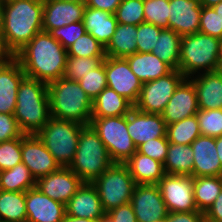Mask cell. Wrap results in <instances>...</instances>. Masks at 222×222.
I'll list each match as a JSON object with an SVG mask.
<instances>
[{
  "instance_id": "cell-11",
  "label": "cell",
  "mask_w": 222,
  "mask_h": 222,
  "mask_svg": "<svg viewBox=\"0 0 222 222\" xmlns=\"http://www.w3.org/2000/svg\"><path fill=\"white\" fill-rule=\"evenodd\" d=\"M157 185L168 212L198 211L194 201L192 176L165 174Z\"/></svg>"
},
{
  "instance_id": "cell-54",
  "label": "cell",
  "mask_w": 222,
  "mask_h": 222,
  "mask_svg": "<svg viewBox=\"0 0 222 222\" xmlns=\"http://www.w3.org/2000/svg\"><path fill=\"white\" fill-rule=\"evenodd\" d=\"M222 0H199L200 5L204 7H213L220 3Z\"/></svg>"
},
{
  "instance_id": "cell-29",
  "label": "cell",
  "mask_w": 222,
  "mask_h": 222,
  "mask_svg": "<svg viewBox=\"0 0 222 222\" xmlns=\"http://www.w3.org/2000/svg\"><path fill=\"white\" fill-rule=\"evenodd\" d=\"M137 26L117 24L112 39L105 47L106 57L126 58L137 52Z\"/></svg>"
},
{
  "instance_id": "cell-61",
  "label": "cell",
  "mask_w": 222,
  "mask_h": 222,
  "mask_svg": "<svg viewBox=\"0 0 222 222\" xmlns=\"http://www.w3.org/2000/svg\"><path fill=\"white\" fill-rule=\"evenodd\" d=\"M152 222H166V218H164V219H159V220H155V221H152Z\"/></svg>"
},
{
  "instance_id": "cell-51",
  "label": "cell",
  "mask_w": 222,
  "mask_h": 222,
  "mask_svg": "<svg viewBox=\"0 0 222 222\" xmlns=\"http://www.w3.org/2000/svg\"><path fill=\"white\" fill-rule=\"evenodd\" d=\"M204 215L205 219L210 222H222V190Z\"/></svg>"
},
{
  "instance_id": "cell-9",
  "label": "cell",
  "mask_w": 222,
  "mask_h": 222,
  "mask_svg": "<svg viewBox=\"0 0 222 222\" xmlns=\"http://www.w3.org/2000/svg\"><path fill=\"white\" fill-rule=\"evenodd\" d=\"M90 125L114 163H125L137 151L127 129V115L91 118Z\"/></svg>"
},
{
  "instance_id": "cell-13",
  "label": "cell",
  "mask_w": 222,
  "mask_h": 222,
  "mask_svg": "<svg viewBox=\"0 0 222 222\" xmlns=\"http://www.w3.org/2000/svg\"><path fill=\"white\" fill-rule=\"evenodd\" d=\"M21 153L22 162L35 180L61 168L36 134H25L21 137Z\"/></svg>"
},
{
  "instance_id": "cell-49",
  "label": "cell",
  "mask_w": 222,
  "mask_h": 222,
  "mask_svg": "<svg viewBox=\"0 0 222 222\" xmlns=\"http://www.w3.org/2000/svg\"><path fill=\"white\" fill-rule=\"evenodd\" d=\"M204 212H168L166 222H203Z\"/></svg>"
},
{
  "instance_id": "cell-25",
  "label": "cell",
  "mask_w": 222,
  "mask_h": 222,
  "mask_svg": "<svg viewBox=\"0 0 222 222\" xmlns=\"http://www.w3.org/2000/svg\"><path fill=\"white\" fill-rule=\"evenodd\" d=\"M83 24L86 32L106 47L114 35L118 21L115 14L86 6Z\"/></svg>"
},
{
  "instance_id": "cell-41",
  "label": "cell",
  "mask_w": 222,
  "mask_h": 222,
  "mask_svg": "<svg viewBox=\"0 0 222 222\" xmlns=\"http://www.w3.org/2000/svg\"><path fill=\"white\" fill-rule=\"evenodd\" d=\"M196 116L202 136L218 137L222 135V109H199Z\"/></svg>"
},
{
  "instance_id": "cell-27",
  "label": "cell",
  "mask_w": 222,
  "mask_h": 222,
  "mask_svg": "<svg viewBox=\"0 0 222 222\" xmlns=\"http://www.w3.org/2000/svg\"><path fill=\"white\" fill-rule=\"evenodd\" d=\"M124 164L136 184H157L165 175L163 163L137 151Z\"/></svg>"
},
{
  "instance_id": "cell-52",
  "label": "cell",
  "mask_w": 222,
  "mask_h": 222,
  "mask_svg": "<svg viewBox=\"0 0 222 222\" xmlns=\"http://www.w3.org/2000/svg\"><path fill=\"white\" fill-rule=\"evenodd\" d=\"M61 222H98V220H92L87 218H78V217H72L70 215H65V217L62 219Z\"/></svg>"
},
{
  "instance_id": "cell-38",
  "label": "cell",
  "mask_w": 222,
  "mask_h": 222,
  "mask_svg": "<svg viewBox=\"0 0 222 222\" xmlns=\"http://www.w3.org/2000/svg\"><path fill=\"white\" fill-rule=\"evenodd\" d=\"M144 0H122L115 12L119 24L139 25L145 22Z\"/></svg>"
},
{
  "instance_id": "cell-7",
  "label": "cell",
  "mask_w": 222,
  "mask_h": 222,
  "mask_svg": "<svg viewBox=\"0 0 222 222\" xmlns=\"http://www.w3.org/2000/svg\"><path fill=\"white\" fill-rule=\"evenodd\" d=\"M85 125L50 117L36 134L61 167H69L75 157L79 134Z\"/></svg>"
},
{
  "instance_id": "cell-23",
  "label": "cell",
  "mask_w": 222,
  "mask_h": 222,
  "mask_svg": "<svg viewBox=\"0 0 222 222\" xmlns=\"http://www.w3.org/2000/svg\"><path fill=\"white\" fill-rule=\"evenodd\" d=\"M66 214L72 217L98 220L105 211L101 205L96 187L89 182H83L76 193L65 204Z\"/></svg>"
},
{
  "instance_id": "cell-33",
  "label": "cell",
  "mask_w": 222,
  "mask_h": 222,
  "mask_svg": "<svg viewBox=\"0 0 222 222\" xmlns=\"http://www.w3.org/2000/svg\"><path fill=\"white\" fill-rule=\"evenodd\" d=\"M34 187L36 180L23 162L11 169L0 171V190L26 192Z\"/></svg>"
},
{
  "instance_id": "cell-37",
  "label": "cell",
  "mask_w": 222,
  "mask_h": 222,
  "mask_svg": "<svg viewBox=\"0 0 222 222\" xmlns=\"http://www.w3.org/2000/svg\"><path fill=\"white\" fill-rule=\"evenodd\" d=\"M67 56L75 57H106L105 47L91 34L85 33L79 37L68 49Z\"/></svg>"
},
{
  "instance_id": "cell-48",
  "label": "cell",
  "mask_w": 222,
  "mask_h": 222,
  "mask_svg": "<svg viewBox=\"0 0 222 222\" xmlns=\"http://www.w3.org/2000/svg\"><path fill=\"white\" fill-rule=\"evenodd\" d=\"M113 222H137L131 203L121 205L106 213Z\"/></svg>"
},
{
  "instance_id": "cell-6",
  "label": "cell",
  "mask_w": 222,
  "mask_h": 222,
  "mask_svg": "<svg viewBox=\"0 0 222 222\" xmlns=\"http://www.w3.org/2000/svg\"><path fill=\"white\" fill-rule=\"evenodd\" d=\"M108 150L93 127L85 125L79 134L75 157L69 168L83 181L92 183L112 166Z\"/></svg>"
},
{
  "instance_id": "cell-22",
  "label": "cell",
  "mask_w": 222,
  "mask_h": 222,
  "mask_svg": "<svg viewBox=\"0 0 222 222\" xmlns=\"http://www.w3.org/2000/svg\"><path fill=\"white\" fill-rule=\"evenodd\" d=\"M193 177L222 176V166L216 150V137L199 136L191 143Z\"/></svg>"
},
{
  "instance_id": "cell-2",
  "label": "cell",
  "mask_w": 222,
  "mask_h": 222,
  "mask_svg": "<svg viewBox=\"0 0 222 222\" xmlns=\"http://www.w3.org/2000/svg\"><path fill=\"white\" fill-rule=\"evenodd\" d=\"M14 57L25 75L38 81L49 84L64 76L67 50L48 32L37 33Z\"/></svg>"
},
{
  "instance_id": "cell-58",
  "label": "cell",
  "mask_w": 222,
  "mask_h": 222,
  "mask_svg": "<svg viewBox=\"0 0 222 222\" xmlns=\"http://www.w3.org/2000/svg\"><path fill=\"white\" fill-rule=\"evenodd\" d=\"M7 57V54L3 51L1 43H0V62Z\"/></svg>"
},
{
  "instance_id": "cell-26",
  "label": "cell",
  "mask_w": 222,
  "mask_h": 222,
  "mask_svg": "<svg viewBox=\"0 0 222 222\" xmlns=\"http://www.w3.org/2000/svg\"><path fill=\"white\" fill-rule=\"evenodd\" d=\"M132 72L142 83L156 80L169 74L173 69L152 52L139 53L126 57Z\"/></svg>"
},
{
  "instance_id": "cell-42",
  "label": "cell",
  "mask_w": 222,
  "mask_h": 222,
  "mask_svg": "<svg viewBox=\"0 0 222 222\" xmlns=\"http://www.w3.org/2000/svg\"><path fill=\"white\" fill-rule=\"evenodd\" d=\"M22 162L21 137L0 142V171Z\"/></svg>"
},
{
  "instance_id": "cell-19",
  "label": "cell",
  "mask_w": 222,
  "mask_h": 222,
  "mask_svg": "<svg viewBox=\"0 0 222 222\" xmlns=\"http://www.w3.org/2000/svg\"><path fill=\"white\" fill-rule=\"evenodd\" d=\"M85 9L86 5L83 1L43 0L42 30L49 32L70 23L83 21Z\"/></svg>"
},
{
  "instance_id": "cell-34",
  "label": "cell",
  "mask_w": 222,
  "mask_h": 222,
  "mask_svg": "<svg viewBox=\"0 0 222 222\" xmlns=\"http://www.w3.org/2000/svg\"><path fill=\"white\" fill-rule=\"evenodd\" d=\"M25 192L0 190V222H26Z\"/></svg>"
},
{
  "instance_id": "cell-36",
  "label": "cell",
  "mask_w": 222,
  "mask_h": 222,
  "mask_svg": "<svg viewBox=\"0 0 222 222\" xmlns=\"http://www.w3.org/2000/svg\"><path fill=\"white\" fill-rule=\"evenodd\" d=\"M105 57H75L67 56L64 78L68 80H80L94 68H97Z\"/></svg>"
},
{
  "instance_id": "cell-45",
  "label": "cell",
  "mask_w": 222,
  "mask_h": 222,
  "mask_svg": "<svg viewBox=\"0 0 222 222\" xmlns=\"http://www.w3.org/2000/svg\"><path fill=\"white\" fill-rule=\"evenodd\" d=\"M199 32L222 40V20L212 7L202 6Z\"/></svg>"
},
{
  "instance_id": "cell-40",
  "label": "cell",
  "mask_w": 222,
  "mask_h": 222,
  "mask_svg": "<svg viewBox=\"0 0 222 222\" xmlns=\"http://www.w3.org/2000/svg\"><path fill=\"white\" fill-rule=\"evenodd\" d=\"M78 82L81 88L93 101L107 87L104 60L97 68L83 75Z\"/></svg>"
},
{
  "instance_id": "cell-35",
  "label": "cell",
  "mask_w": 222,
  "mask_h": 222,
  "mask_svg": "<svg viewBox=\"0 0 222 222\" xmlns=\"http://www.w3.org/2000/svg\"><path fill=\"white\" fill-rule=\"evenodd\" d=\"M199 136L201 133L196 115L166 126V137L169 143L191 145Z\"/></svg>"
},
{
  "instance_id": "cell-28",
  "label": "cell",
  "mask_w": 222,
  "mask_h": 222,
  "mask_svg": "<svg viewBox=\"0 0 222 222\" xmlns=\"http://www.w3.org/2000/svg\"><path fill=\"white\" fill-rule=\"evenodd\" d=\"M134 105L125 97L106 87L94 100L91 118L127 115Z\"/></svg>"
},
{
  "instance_id": "cell-55",
  "label": "cell",
  "mask_w": 222,
  "mask_h": 222,
  "mask_svg": "<svg viewBox=\"0 0 222 222\" xmlns=\"http://www.w3.org/2000/svg\"><path fill=\"white\" fill-rule=\"evenodd\" d=\"M3 7H4V0H0V33L2 30V23H3Z\"/></svg>"
},
{
  "instance_id": "cell-1",
  "label": "cell",
  "mask_w": 222,
  "mask_h": 222,
  "mask_svg": "<svg viewBox=\"0 0 222 222\" xmlns=\"http://www.w3.org/2000/svg\"><path fill=\"white\" fill-rule=\"evenodd\" d=\"M43 0H5L0 43L14 56L37 33L43 31Z\"/></svg>"
},
{
  "instance_id": "cell-31",
  "label": "cell",
  "mask_w": 222,
  "mask_h": 222,
  "mask_svg": "<svg viewBox=\"0 0 222 222\" xmlns=\"http://www.w3.org/2000/svg\"><path fill=\"white\" fill-rule=\"evenodd\" d=\"M181 38L172 29H162L152 50L154 55L173 70H179Z\"/></svg>"
},
{
  "instance_id": "cell-10",
  "label": "cell",
  "mask_w": 222,
  "mask_h": 222,
  "mask_svg": "<svg viewBox=\"0 0 222 222\" xmlns=\"http://www.w3.org/2000/svg\"><path fill=\"white\" fill-rule=\"evenodd\" d=\"M184 79L185 76L179 70H172L156 80L143 83L134 107L144 113L161 114Z\"/></svg>"
},
{
  "instance_id": "cell-12",
  "label": "cell",
  "mask_w": 222,
  "mask_h": 222,
  "mask_svg": "<svg viewBox=\"0 0 222 222\" xmlns=\"http://www.w3.org/2000/svg\"><path fill=\"white\" fill-rule=\"evenodd\" d=\"M107 87L125 97L133 105L138 101L143 83L132 72L126 58L105 57Z\"/></svg>"
},
{
  "instance_id": "cell-46",
  "label": "cell",
  "mask_w": 222,
  "mask_h": 222,
  "mask_svg": "<svg viewBox=\"0 0 222 222\" xmlns=\"http://www.w3.org/2000/svg\"><path fill=\"white\" fill-rule=\"evenodd\" d=\"M168 146L169 141L167 140V137L164 136L142 143L137 147V152L164 163L167 156Z\"/></svg>"
},
{
  "instance_id": "cell-43",
  "label": "cell",
  "mask_w": 222,
  "mask_h": 222,
  "mask_svg": "<svg viewBox=\"0 0 222 222\" xmlns=\"http://www.w3.org/2000/svg\"><path fill=\"white\" fill-rule=\"evenodd\" d=\"M162 28L147 22L137 25V52H152Z\"/></svg>"
},
{
  "instance_id": "cell-24",
  "label": "cell",
  "mask_w": 222,
  "mask_h": 222,
  "mask_svg": "<svg viewBox=\"0 0 222 222\" xmlns=\"http://www.w3.org/2000/svg\"><path fill=\"white\" fill-rule=\"evenodd\" d=\"M193 82L199 109H222V78L217 71L199 73Z\"/></svg>"
},
{
  "instance_id": "cell-44",
  "label": "cell",
  "mask_w": 222,
  "mask_h": 222,
  "mask_svg": "<svg viewBox=\"0 0 222 222\" xmlns=\"http://www.w3.org/2000/svg\"><path fill=\"white\" fill-rule=\"evenodd\" d=\"M48 33L67 50L79 37L87 32L83 21H80L52 29Z\"/></svg>"
},
{
  "instance_id": "cell-15",
  "label": "cell",
  "mask_w": 222,
  "mask_h": 222,
  "mask_svg": "<svg viewBox=\"0 0 222 222\" xmlns=\"http://www.w3.org/2000/svg\"><path fill=\"white\" fill-rule=\"evenodd\" d=\"M82 183L69 167H61L58 171L38 178L36 187L49 198L66 204Z\"/></svg>"
},
{
  "instance_id": "cell-8",
  "label": "cell",
  "mask_w": 222,
  "mask_h": 222,
  "mask_svg": "<svg viewBox=\"0 0 222 222\" xmlns=\"http://www.w3.org/2000/svg\"><path fill=\"white\" fill-rule=\"evenodd\" d=\"M92 184L96 187L105 213L131 202L135 180L124 163H114Z\"/></svg>"
},
{
  "instance_id": "cell-56",
  "label": "cell",
  "mask_w": 222,
  "mask_h": 222,
  "mask_svg": "<svg viewBox=\"0 0 222 222\" xmlns=\"http://www.w3.org/2000/svg\"><path fill=\"white\" fill-rule=\"evenodd\" d=\"M212 8L216 11V13L219 15V17L222 20V1L217 5L213 6Z\"/></svg>"
},
{
  "instance_id": "cell-18",
  "label": "cell",
  "mask_w": 222,
  "mask_h": 222,
  "mask_svg": "<svg viewBox=\"0 0 222 222\" xmlns=\"http://www.w3.org/2000/svg\"><path fill=\"white\" fill-rule=\"evenodd\" d=\"M25 73L14 56L0 62V113L13 114L17 103V90Z\"/></svg>"
},
{
  "instance_id": "cell-21",
  "label": "cell",
  "mask_w": 222,
  "mask_h": 222,
  "mask_svg": "<svg viewBox=\"0 0 222 222\" xmlns=\"http://www.w3.org/2000/svg\"><path fill=\"white\" fill-rule=\"evenodd\" d=\"M201 10L199 0H169V29L181 36L199 32Z\"/></svg>"
},
{
  "instance_id": "cell-30",
  "label": "cell",
  "mask_w": 222,
  "mask_h": 222,
  "mask_svg": "<svg viewBox=\"0 0 222 222\" xmlns=\"http://www.w3.org/2000/svg\"><path fill=\"white\" fill-rule=\"evenodd\" d=\"M193 166L191 145L169 143L166 160L163 163L165 174L193 177Z\"/></svg>"
},
{
  "instance_id": "cell-50",
  "label": "cell",
  "mask_w": 222,
  "mask_h": 222,
  "mask_svg": "<svg viewBox=\"0 0 222 222\" xmlns=\"http://www.w3.org/2000/svg\"><path fill=\"white\" fill-rule=\"evenodd\" d=\"M83 2L87 7H92L115 14L116 9L121 4L122 0H84Z\"/></svg>"
},
{
  "instance_id": "cell-60",
  "label": "cell",
  "mask_w": 222,
  "mask_h": 222,
  "mask_svg": "<svg viewBox=\"0 0 222 222\" xmlns=\"http://www.w3.org/2000/svg\"><path fill=\"white\" fill-rule=\"evenodd\" d=\"M59 1L81 2V1H84V0H59Z\"/></svg>"
},
{
  "instance_id": "cell-5",
  "label": "cell",
  "mask_w": 222,
  "mask_h": 222,
  "mask_svg": "<svg viewBox=\"0 0 222 222\" xmlns=\"http://www.w3.org/2000/svg\"><path fill=\"white\" fill-rule=\"evenodd\" d=\"M222 60V40L197 32L184 35L180 45L179 71L185 78L204 69L206 72L216 71Z\"/></svg>"
},
{
  "instance_id": "cell-17",
  "label": "cell",
  "mask_w": 222,
  "mask_h": 222,
  "mask_svg": "<svg viewBox=\"0 0 222 222\" xmlns=\"http://www.w3.org/2000/svg\"><path fill=\"white\" fill-rule=\"evenodd\" d=\"M166 126L161 114L144 113L135 107L127 114V129L136 147L166 136Z\"/></svg>"
},
{
  "instance_id": "cell-4",
  "label": "cell",
  "mask_w": 222,
  "mask_h": 222,
  "mask_svg": "<svg viewBox=\"0 0 222 222\" xmlns=\"http://www.w3.org/2000/svg\"><path fill=\"white\" fill-rule=\"evenodd\" d=\"M50 116L89 125L93 101L78 81L64 77L47 84Z\"/></svg>"
},
{
  "instance_id": "cell-3",
  "label": "cell",
  "mask_w": 222,
  "mask_h": 222,
  "mask_svg": "<svg viewBox=\"0 0 222 222\" xmlns=\"http://www.w3.org/2000/svg\"><path fill=\"white\" fill-rule=\"evenodd\" d=\"M13 115L24 134H37L51 117L47 84L25 75Z\"/></svg>"
},
{
  "instance_id": "cell-47",
  "label": "cell",
  "mask_w": 222,
  "mask_h": 222,
  "mask_svg": "<svg viewBox=\"0 0 222 222\" xmlns=\"http://www.w3.org/2000/svg\"><path fill=\"white\" fill-rule=\"evenodd\" d=\"M24 135L13 114L0 113V142L23 137Z\"/></svg>"
},
{
  "instance_id": "cell-53",
  "label": "cell",
  "mask_w": 222,
  "mask_h": 222,
  "mask_svg": "<svg viewBox=\"0 0 222 222\" xmlns=\"http://www.w3.org/2000/svg\"><path fill=\"white\" fill-rule=\"evenodd\" d=\"M216 150L218 153V158L220 160V164L222 166V135L216 137Z\"/></svg>"
},
{
  "instance_id": "cell-20",
  "label": "cell",
  "mask_w": 222,
  "mask_h": 222,
  "mask_svg": "<svg viewBox=\"0 0 222 222\" xmlns=\"http://www.w3.org/2000/svg\"><path fill=\"white\" fill-rule=\"evenodd\" d=\"M26 222H61L66 215L65 204L43 194L37 187L25 192Z\"/></svg>"
},
{
  "instance_id": "cell-14",
  "label": "cell",
  "mask_w": 222,
  "mask_h": 222,
  "mask_svg": "<svg viewBox=\"0 0 222 222\" xmlns=\"http://www.w3.org/2000/svg\"><path fill=\"white\" fill-rule=\"evenodd\" d=\"M130 203L137 222L167 218L168 210L157 184H137Z\"/></svg>"
},
{
  "instance_id": "cell-39",
  "label": "cell",
  "mask_w": 222,
  "mask_h": 222,
  "mask_svg": "<svg viewBox=\"0 0 222 222\" xmlns=\"http://www.w3.org/2000/svg\"><path fill=\"white\" fill-rule=\"evenodd\" d=\"M145 22L169 29V0H144Z\"/></svg>"
},
{
  "instance_id": "cell-57",
  "label": "cell",
  "mask_w": 222,
  "mask_h": 222,
  "mask_svg": "<svg viewBox=\"0 0 222 222\" xmlns=\"http://www.w3.org/2000/svg\"><path fill=\"white\" fill-rule=\"evenodd\" d=\"M98 222H113V220L105 213L101 218L98 219Z\"/></svg>"
},
{
  "instance_id": "cell-32",
  "label": "cell",
  "mask_w": 222,
  "mask_h": 222,
  "mask_svg": "<svg viewBox=\"0 0 222 222\" xmlns=\"http://www.w3.org/2000/svg\"><path fill=\"white\" fill-rule=\"evenodd\" d=\"M221 190L222 176L193 177V194L197 210L205 213Z\"/></svg>"
},
{
  "instance_id": "cell-59",
  "label": "cell",
  "mask_w": 222,
  "mask_h": 222,
  "mask_svg": "<svg viewBox=\"0 0 222 222\" xmlns=\"http://www.w3.org/2000/svg\"><path fill=\"white\" fill-rule=\"evenodd\" d=\"M216 71L219 73V75L221 76L222 78V61H220Z\"/></svg>"
},
{
  "instance_id": "cell-16",
  "label": "cell",
  "mask_w": 222,
  "mask_h": 222,
  "mask_svg": "<svg viewBox=\"0 0 222 222\" xmlns=\"http://www.w3.org/2000/svg\"><path fill=\"white\" fill-rule=\"evenodd\" d=\"M198 110L199 105L195 86L189 78H185L169 99L161 116L166 125H169L196 115Z\"/></svg>"
}]
</instances>
